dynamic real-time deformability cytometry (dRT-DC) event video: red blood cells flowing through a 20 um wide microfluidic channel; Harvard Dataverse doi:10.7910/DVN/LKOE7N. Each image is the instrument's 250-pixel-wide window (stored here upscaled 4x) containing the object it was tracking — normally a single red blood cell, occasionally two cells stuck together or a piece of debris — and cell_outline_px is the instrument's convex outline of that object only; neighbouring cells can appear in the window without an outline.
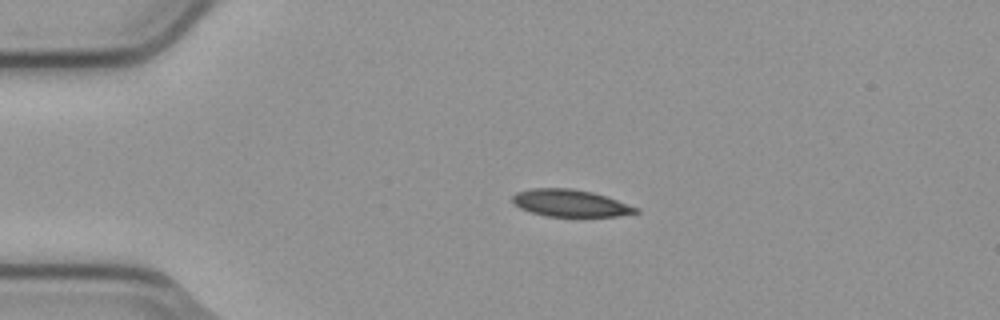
{"species": "common noctule bat (a hibernating species)", "species_latin": "Nyctalus noctula", "temperature_condition": "cold", "stored_images_in_passage": 3, "camera_frame_rate_fps": 3000, "um_per_image_px": 0.085, "animal": {"sex": "male", "body_mass_g": 23.1, "forearm_length_mm": 52.7}, "frame": {"image": 1, "passage_image": 2, "time_ms": 0.333, "image_size_px": [1000, 320], "cell_outline_px": [[640, 212], [620, 216], [548, 216], [532, 212], [520, 208], [512, 200], [512, 196], [516, 192], [532, 188], [572, 188], [592, 192], [640, 208]], "centroid_in_image_um": [48.49, 17.26], "position_along_channel_um": 36.5, "area_um2": 19.31}}